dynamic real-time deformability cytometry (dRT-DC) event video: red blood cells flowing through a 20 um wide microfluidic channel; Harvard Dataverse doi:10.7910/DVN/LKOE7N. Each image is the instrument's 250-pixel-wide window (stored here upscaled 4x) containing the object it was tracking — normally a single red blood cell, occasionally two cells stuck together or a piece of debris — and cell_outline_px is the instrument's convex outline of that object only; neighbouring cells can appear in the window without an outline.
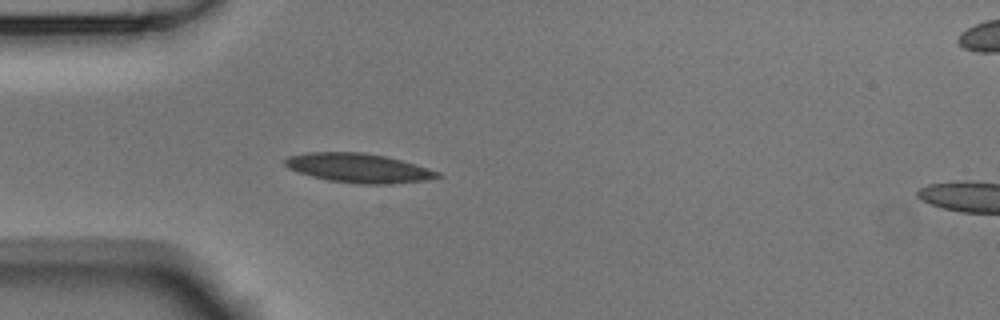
{"species": "Egyptian fruit bat (a non-hibernating species)", "species_latin": "Rousettus aegyptiacus", "temperature_condition": "room temperature", "stored_images_in_passage": 5, "camera_frame_rate_fps": 3000, "um_per_image_px": 0.085, "animal": {"sex": "male"}, "frame": {"image": 1, "passage_image": 4, "time_ms": 1.0, "image_size_px": [1000, 320], "cell_outline_px": [[444, 176], [428, 180], [392, 184], [356, 184], [328, 180], [296, 172], [288, 168], [284, 164], [284, 160], [288, 156], [308, 152], [364, 152], [384, 156], [416, 164], [440, 172]], "centroid_in_image_um": [30.49, 14.29], "position_along_channel_um": 54.5, "area_um2": 26.18}}